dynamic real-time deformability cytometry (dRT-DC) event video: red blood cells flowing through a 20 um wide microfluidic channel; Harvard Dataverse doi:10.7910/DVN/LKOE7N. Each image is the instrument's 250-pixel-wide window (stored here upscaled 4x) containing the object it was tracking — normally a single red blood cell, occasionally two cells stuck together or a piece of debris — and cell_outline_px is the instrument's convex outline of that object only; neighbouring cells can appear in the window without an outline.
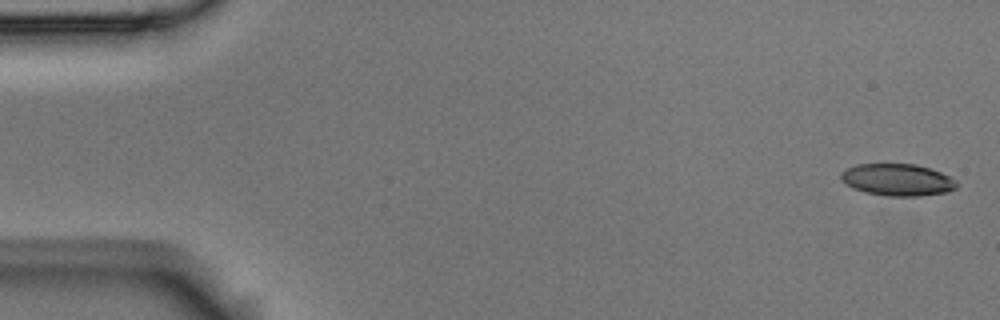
{"species": "Egyptian fruit bat (a non-hibernating species)", "species_latin": "Rousettus aegyptiacus", "temperature_condition": "room temperature", "stored_images_in_passage": 5, "camera_frame_rate_fps": 3000, "um_per_image_px": 0.085, "animal": {"sex": "male"}, "frame": {"image": 1, "passage_image": 1, "time_ms": 0.0, "image_size_px": [1000, 320], "cell_outline_px": [[956, 188], [948, 192], [920, 196], [888, 196], [864, 192], [852, 188], [844, 184], [840, 180], [840, 172], [856, 164], [916, 164], [940, 172], [956, 180]], "centroid_in_image_um": [76.24, 15.29], "position_along_channel_um": 8.8, "area_um2": 21.68}}
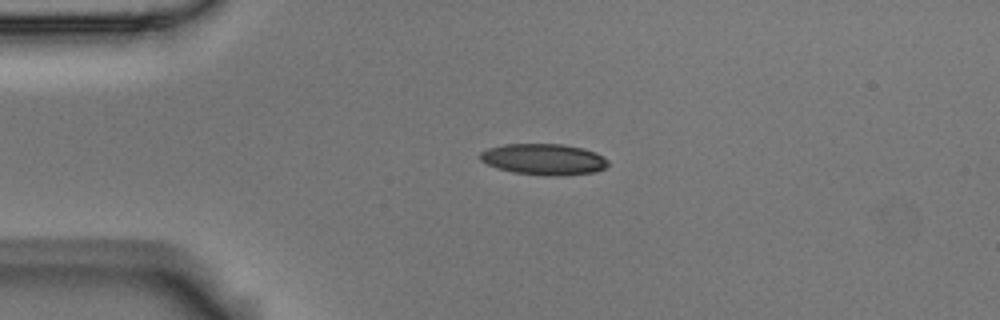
{"frame": {"image": 2, "passage_image": 4, "time_ms": 1.0, "image_size_px": [1000, 320], "cell_outline_px": [[608, 164], [604, 168], [596, 172], [560, 176], [544, 176], [512, 172], [496, 168], [480, 160], [480, 152], [488, 148], [504, 144], [564, 144], [584, 148], [596, 152], [604, 156], [608, 160]], "centroid_in_image_um": [46.24, 13.54], "position_along_channel_um": 38.8, "area_um2": 23.52}}